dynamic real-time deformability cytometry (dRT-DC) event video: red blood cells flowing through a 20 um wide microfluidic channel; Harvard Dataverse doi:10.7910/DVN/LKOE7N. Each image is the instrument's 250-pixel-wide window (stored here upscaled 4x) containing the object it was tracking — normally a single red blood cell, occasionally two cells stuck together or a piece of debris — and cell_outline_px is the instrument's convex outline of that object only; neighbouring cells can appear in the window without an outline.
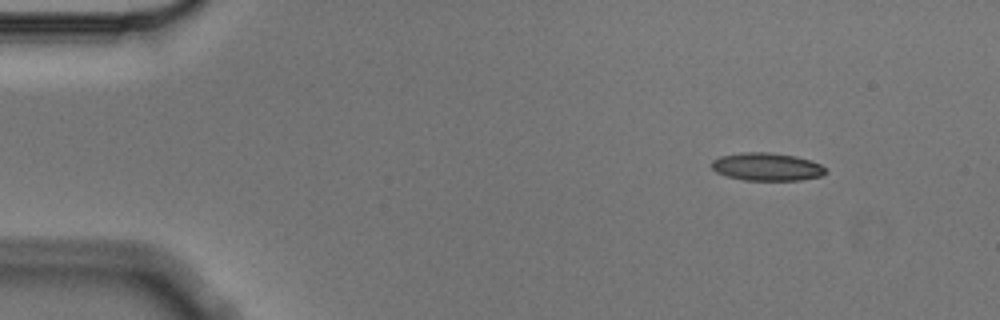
{"species": "Egyptian fruit bat (a non-hibernating species)", "species_latin": "Rousettus aegyptiacus", "temperature_condition": "cold", "stored_images_in_passage": 9, "camera_frame_rate_fps": 3000, "um_per_image_px": 0.085, "animal": {"sex": "male"}, "frame": {"image": 1, "passage_image": 1, "time_ms": 0.0, "image_size_px": [1000, 320], "cell_outline_px": [[828, 172], [824, 176], [800, 180], [744, 180], [728, 176], [716, 172], [712, 168], [712, 160], [720, 156], [740, 152], [768, 152], [796, 156], [812, 160], [828, 168]], "centroid_in_image_um": [65.24, 14.17], "position_along_channel_um": 19.8, "area_um2": 18.79}}
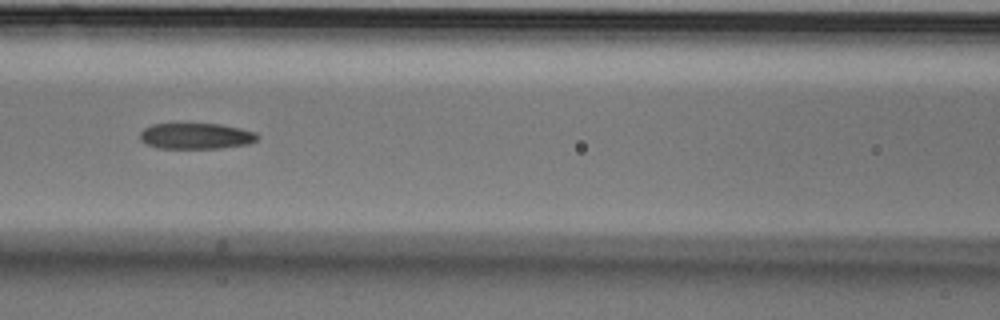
{"frame": {"image": 2, "passage_image": 6, "time_ms": 1.667, "image_size_px": [1000, 320], "cell_outline_px": [[260, 136], [256, 140], [248, 144], [220, 148], [156, 148], [140, 140], [140, 132], [144, 128], [152, 124], [220, 124], [240, 128], [256, 132]], "centroid_in_image_um": [16.67, 11.56], "position_along_channel_um": 149.9, "area_um2": 17.74}}
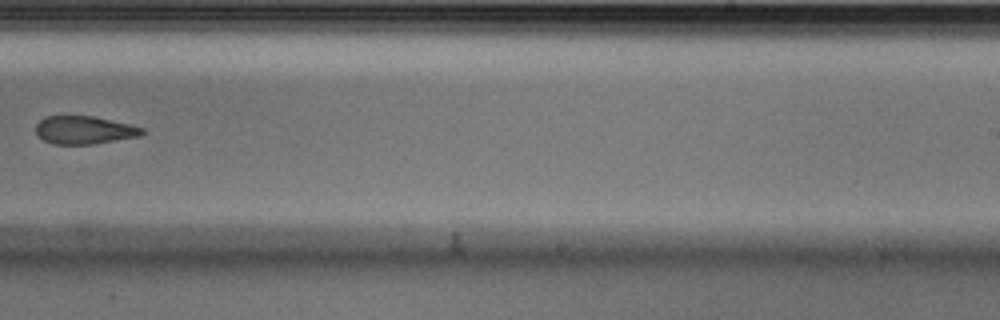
{"frame": {"image": 3, "passage_image": 9, "time_ms": 2.667, "image_size_px": [1000, 320], "cell_outline_px": [[144, 132], [140, 136], [92, 144], [52, 144], [44, 140], [36, 132], [36, 124], [44, 116], [92, 116], [128, 124], [144, 128]], "centroid_in_image_um": [7.14, 11.05], "position_along_channel_um": 281.9, "area_um2": 17.17}}